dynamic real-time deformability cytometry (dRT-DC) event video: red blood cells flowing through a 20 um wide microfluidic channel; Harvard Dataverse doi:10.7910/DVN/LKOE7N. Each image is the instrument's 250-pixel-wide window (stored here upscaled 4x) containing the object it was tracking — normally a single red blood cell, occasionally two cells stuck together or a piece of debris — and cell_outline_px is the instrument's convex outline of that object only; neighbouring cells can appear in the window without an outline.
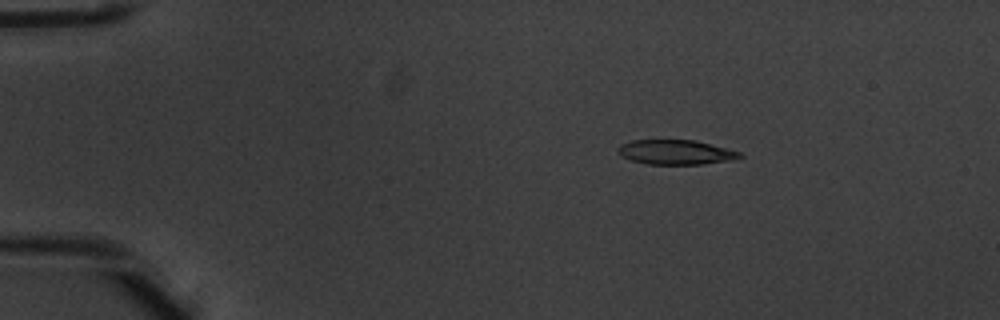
{"species": "common noctule bat (a hibernating species)", "species_latin": "Nyctalus noctula", "temperature_condition": "warm", "stored_images_in_passage": 4, "camera_frame_rate_fps": 3000, "um_per_image_px": 0.085, "animal": {"sex": "male", "body_mass_g": 20.1, "forearm_length_mm": 53.5}, "frame": {"image": 1, "passage_image": 2, "time_ms": 0.333, "image_size_px": [1000, 320], "cell_outline_px": [[744, 156], [732, 160], [700, 164], [648, 164], [632, 160], [624, 156], [620, 152], [620, 144], [632, 140], [696, 140], [740, 152]], "centroid_in_image_um": [57.48, 12.93], "position_along_channel_um": 27.5, "area_um2": 17.17}}
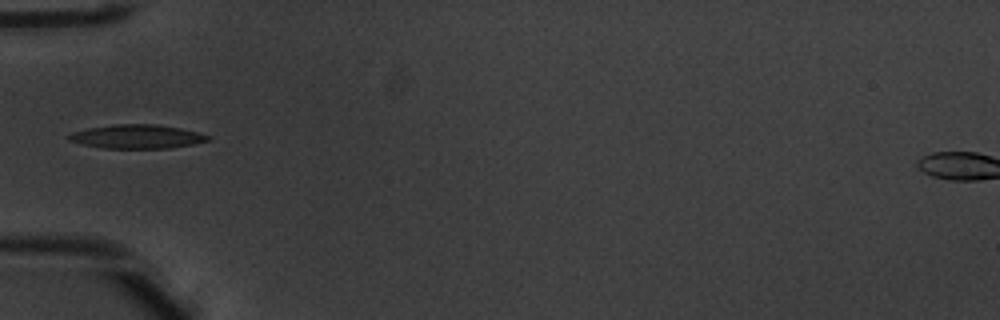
{"frame": {"image": 2, "passage_image": 4, "time_ms": 1.0, "image_size_px": [1000, 320], "cell_outline_px": [[212, 140], [172, 148], [104, 148], [84, 144], [68, 140], [64, 136], [72, 132], [88, 128], [116, 124], [156, 124], [180, 128], [212, 136]], "centroid_in_image_um": [11.65, 11.61], "position_along_channel_um": 73.3, "area_um2": 19.36}}